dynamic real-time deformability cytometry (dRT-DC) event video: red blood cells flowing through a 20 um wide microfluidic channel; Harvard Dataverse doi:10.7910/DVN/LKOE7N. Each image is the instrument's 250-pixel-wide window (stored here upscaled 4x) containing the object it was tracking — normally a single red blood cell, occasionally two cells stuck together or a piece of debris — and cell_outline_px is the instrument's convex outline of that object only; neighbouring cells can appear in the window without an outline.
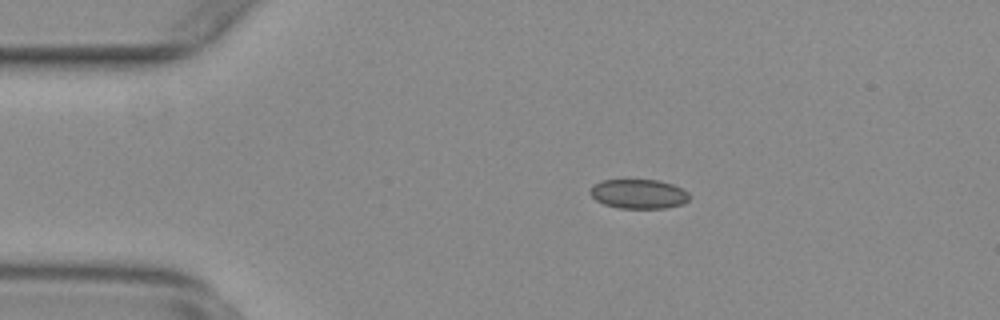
{"species": "common noctule bat (a hibernating species)", "species_latin": "Nyctalus noctula", "temperature_condition": "warm", "stored_images_in_passage": 54, "camera_frame_rate_fps": 3000, "um_per_image_px": 0.085, "animal": {"sex": "female", "body_mass_g": 29.2, "forearm_length_mm": 56.3}, "frame": {"image": 1, "passage_image": 10, "time_ms": 3.0, "image_size_px": [1000, 320], "cell_outline_px": [[688, 200], [684, 204], [664, 208], [620, 208], [604, 204], [596, 200], [588, 192], [592, 184], [600, 180], [660, 180], [672, 184], [688, 192]], "centroid_in_image_um": [54.25, 16.48], "position_along_channel_um": 30.8, "area_um2": 17.05}}
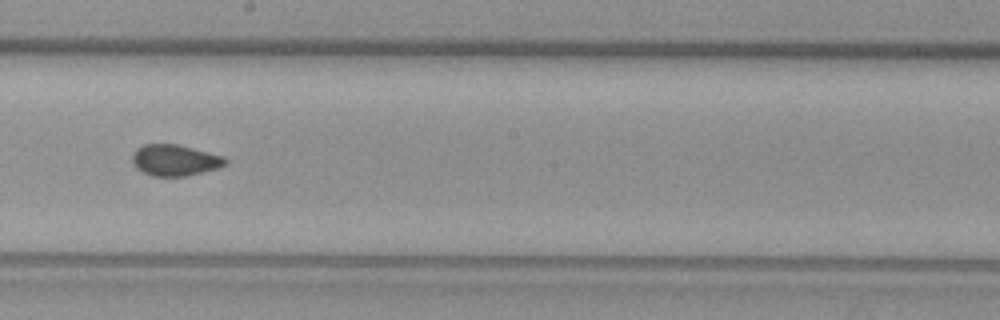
{"frame": {"image": 2, "passage_image": 30, "time_ms": 9.667, "image_size_px": [1000, 320], "cell_outline_px": [[228, 164], [216, 168], [184, 176], [152, 176], [136, 168], [132, 164], [132, 152], [136, 148], [144, 144], [176, 144], [224, 156], [228, 160]], "centroid_in_image_um": [14.83, 13.61], "position_along_channel_um": 233.4, "area_um2": 16.88}}
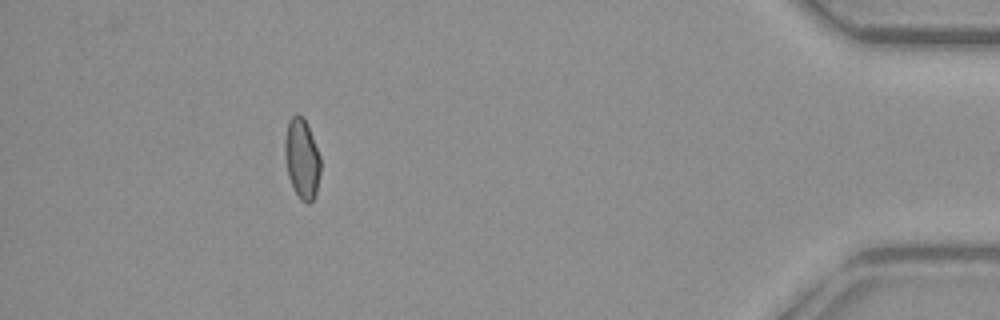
{"frame": {"image": 3, "passage_image": 49, "time_ms": 16.0, "image_size_px": [1000, 320], "cell_outline_px": [[320, 172], [316, 192], [312, 200], [308, 204], [300, 200], [288, 176], [284, 152], [284, 140], [288, 120], [296, 112], [304, 116], [308, 124], [320, 156]], "centroid_in_image_um": [25.65, 13.42], "position_along_channel_um": 409.5, "area_um2": 16.82}, "authors_computed_cell_mechanics": {"area_um2": 16.9643, "velocity_mm_per_s": 3.7721, "shape_relaxation_time_tau1_ms": null, "shape_relaxation_time_tau2_ms": 1.562, "deformation_change_tau1": null, "deformation_change_tau2": 0.0571}}